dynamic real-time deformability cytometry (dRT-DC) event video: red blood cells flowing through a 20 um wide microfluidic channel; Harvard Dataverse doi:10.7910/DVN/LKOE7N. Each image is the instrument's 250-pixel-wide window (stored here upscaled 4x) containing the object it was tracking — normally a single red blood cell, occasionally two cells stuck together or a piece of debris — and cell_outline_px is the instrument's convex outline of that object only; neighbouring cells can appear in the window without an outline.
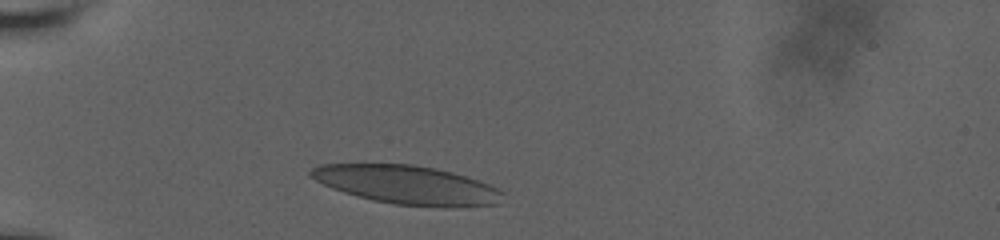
{"species": "human", "species_latin": "Homo sapiens", "temperature_condition": "room temperature", "stored_images_in_passage": 32, "camera_frame_rate_fps": 3000, "um_per_image_px": 0.085, "donor": {"sex": "male"}, "frame": {"image": 1, "passage_image": 1, "time_ms": 0.0, "image_size_px": [1000, 240], "cell_outline_px": [[504, 192], [500, 204], [448, 208], [444, 208], [396, 204], [372, 200], [356, 196], [332, 188], [316, 180], [308, 172], [312, 168], [320, 164], [412, 164], [452, 172], [488, 184]], "centroid_in_image_um": [34.62, 15.73], "position_along_channel_um": 50.4, "area_um2": 43.12}}
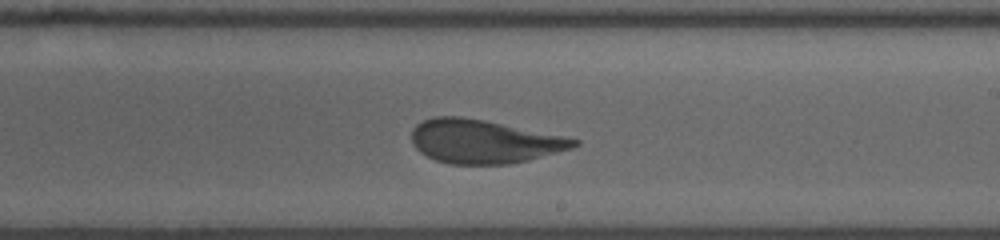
{"frame": {"image": 2, "passage_image": 19, "time_ms": 6.0, "image_size_px": [1000, 240], "cell_outline_px": [[580, 144], [572, 148], [528, 160], [508, 164], [448, 164], [436, 160], [420, 152], [412, 144], [412, 128], [416, 124], [424, 120], [436, 116], [460, 116], [484, 120], [564, 136], [580, 140]], "centroid_in_image_um": [41.11, 12.02], "position_along_channel_um": 247.9, "area_um2": 41.1}}
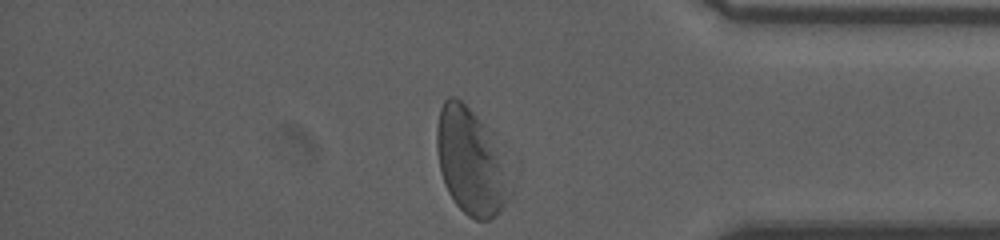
{"frame": {"image": 3, "passage_image": 32, "time_ms": 10.333, "image_size_px": [1000, 240], "cell_outline_px": [[512, 192], [508, 200], [488, 220], [476, 220], [468, 216], [456, 204], [448, 192], [444, 184], [440, 172], [436, 148], [436, 128], [440, 108], [444, 100], [448, 96], [452, 96], [460, 100], [496, 132], [512, 188]], "centroid_in_image_um": [40.03, 13.69], "position_along_channel_um": 395.2, "area_um2": 46.18}, "authors_computed_cell_mechanics": {"area_um2": 41.4715, "velocity_mm_per_s": 3.7692, "shape_relaxation_time_tau1_ms": 6.5407, "shape_relaxation_time_tau2_ms": 1.0136, "deformation_change_tau1": 0.1949, "deformation_change_tau2": 0.079}}